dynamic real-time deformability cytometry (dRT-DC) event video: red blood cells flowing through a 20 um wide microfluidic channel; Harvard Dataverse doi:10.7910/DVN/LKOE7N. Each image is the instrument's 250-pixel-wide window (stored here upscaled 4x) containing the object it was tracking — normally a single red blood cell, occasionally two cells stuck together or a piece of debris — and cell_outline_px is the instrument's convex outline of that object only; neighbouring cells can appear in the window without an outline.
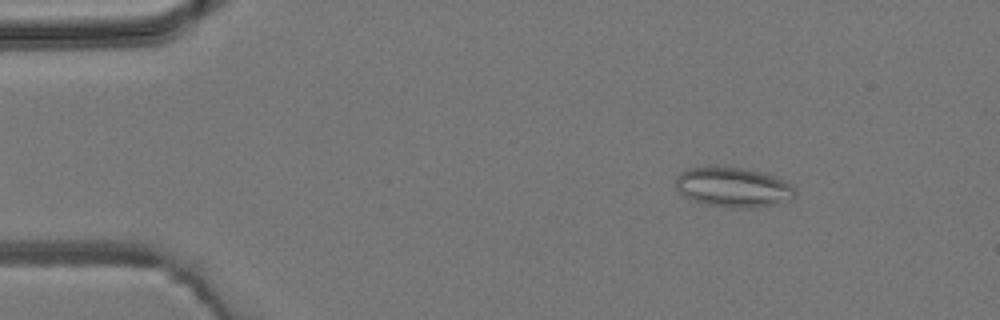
{"species": "common noctule bat (a hibernating species)", "species_latin": "Nyctalus noctula", "temperature_condition": "room temperature", "stored_images_in_passage": 9, "camera_frame_rate_fps": 3000, "um_per_image_px": 0.085, "animal": {"sex": "male", "body_mass_g": 19.2, "forearm_length_mm": 51.8}, "frame": {"image": 1, "passage_image": 2, "time_ms": 1.333, "image_size_px": [1000, 320], "cell_outline_px": [[796, 196], [780, 204], [756, 208], [728, 208], [708, 204], [692, 200], [684, 196], [676, 188], [676, 176], [680, 172], [688, 168], [748, 168], [772, 176], [792, 184], [796, 188]], "centroid_in_image_um": [62.36, 15.95], "position_along_channel_um": 22.6, "area_um2": 27.69}}
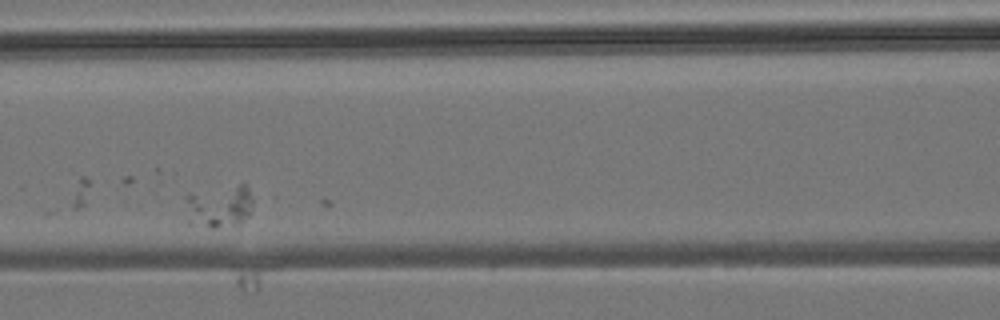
{"frame": {"image": 2, "passage_image": 8, "time_ms": 8.333, "image_size_px": [1000, 320], "cell_outline_px": [[252, 204], [248, 216], [240, 224], [216, 228], [212, 228], [188, 224], [184, 196], [240, 184], [244, 184], [248, 188], [252, 200]], "centroid_in_image_um": [18.62, 17.59], "position_along_channel_um": 148.0, "area_um2": 16.65}}